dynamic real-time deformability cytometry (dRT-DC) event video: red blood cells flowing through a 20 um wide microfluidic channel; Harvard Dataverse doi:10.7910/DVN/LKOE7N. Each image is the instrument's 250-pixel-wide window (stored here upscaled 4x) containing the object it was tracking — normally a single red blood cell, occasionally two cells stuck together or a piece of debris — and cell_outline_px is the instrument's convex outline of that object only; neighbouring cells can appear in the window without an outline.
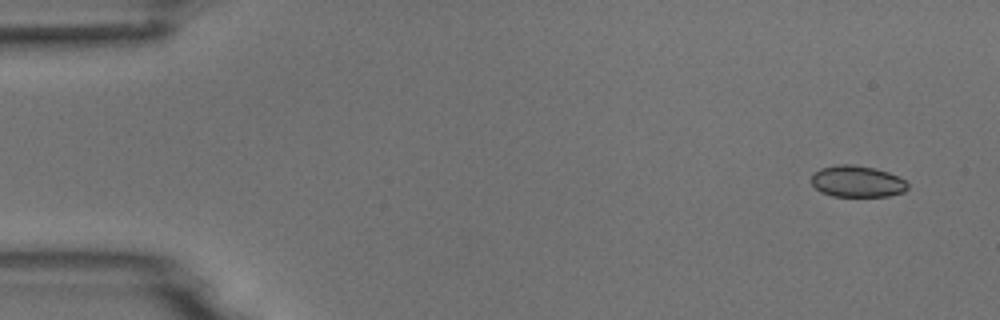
{"species": "common noctule bat (a hibernating species)", "species_latin": "Nyctalus noctula", "temperature_condition": "room temperature", "stored_images_in_passage": 4, "camera_frame_rate_fps": 3000, "um_per_image_px": 0.085, "animal": {"sex": "male", "body_mass_g": 18.8}, "frame": {"image": 1, "passage_image": 1, "time_ms": 0.0, "image_size_px": [1000, 320], "cell_outline_px": [[908, 188], [904, 192], [888, 196], [832, 196], [820, 192], [812, 184], [812, 176], [820, 168], [840, 164], [852, 164], [876, 168], [888, 172], [904, 180], [908, 184]], "centroid_in_image_um": [72.86, 15.42], "position_along_channel_um": 12.1, "area_um2": 17.63}}
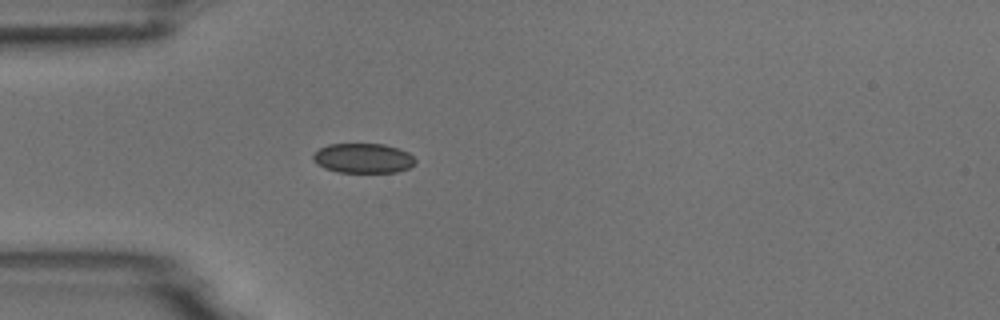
{"frame": {"image": 2, "passage_image": 4, "time_ms": 4.0, "image_size_px": [1000, 320], "cell_outline_px": [[416, 164], [408, 168], [396, 172], [336, 172], [324, 168], [312, 160], [312, 156], [320, 148], [328, 144], [384, 144], [400, 148], [408, 152], [416, 160]], "centroid_in_image_um": [30.88, 13.45], "position_along_channel_um": 54.1, "area_um2": 17.8}}